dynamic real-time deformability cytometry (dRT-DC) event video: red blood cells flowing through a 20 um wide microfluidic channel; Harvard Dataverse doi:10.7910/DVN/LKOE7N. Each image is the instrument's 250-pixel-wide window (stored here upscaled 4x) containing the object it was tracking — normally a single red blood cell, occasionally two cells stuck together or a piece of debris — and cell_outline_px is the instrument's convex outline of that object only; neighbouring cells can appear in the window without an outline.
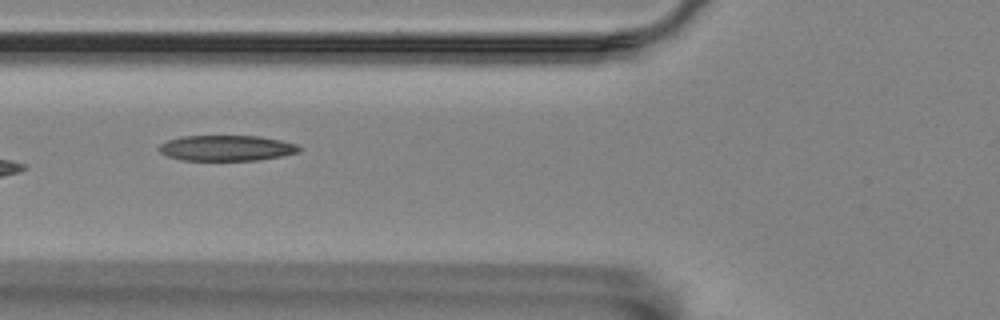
{"species": "Egyptian fruit bat (a non-hibernating species)", "species_latin": "Rousettus aegyptiacus", "temperature_condition": "room temperature", "stored_images_in_passage": 15, "camera_frame_rate_fps": 3000, "um_per_image_px": 0.085, "animal": {"sex": "female"}, "frame": {"image": 1, "passage_image": 5, "time_ms": 1.333, "image_size_px": [1000, 320], "cell_outline_px": [[300, 152], [284, 156], [260, 160], [180, 160], [168, 156], [160, 152], [160, 144], [168, 140], [180, 136], [260, 136], [280, 140], [296, 144], [300, 148]], "centroid_in_image_um": [19.28, 12.59], "position_along_channel_um": 106.5, "area_um2": 20.92}}
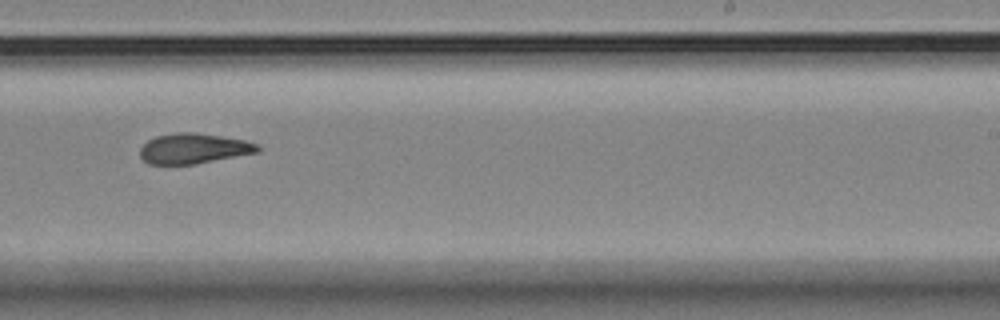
{"frame": {"image": 2, "passage_image": 9, "time_ms": 2.667, "image_size_px": [1000, 320], "cell_outline_px": [[260, 152], [196, 164], [148, 164], [140, 156], [140, 148], [148, 140], [156, 136], [176, 132], [196, 132], [244, 140], [260, 144]], "centroid_in_image_um": [16.48, 12.62], "position_along_channel_um": 272.5, "area_um2": 20.87}}
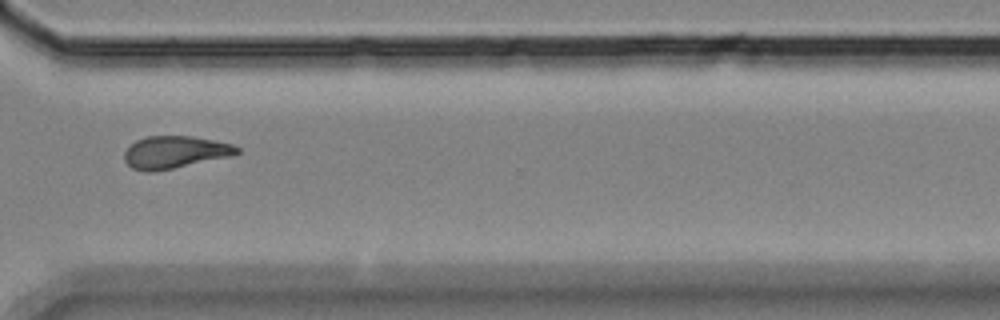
{"frame": {"image": 3, "passage_image": 11, "time_ms": 3.333, "image_size_px": [1000, 320], "cell_outline_px": [[240, 152], [228, 156], [172, 168], [152, 172], [144, 172], [132, 168], [124, 160], [124, 152], [136, 140], [148, 136], [192, 136], [232, 144], [240, 148]], "centroid_in_image_um": [14.82, 12.93], "position_along_channel_um": 355.8, "area_um2": 20.87}}